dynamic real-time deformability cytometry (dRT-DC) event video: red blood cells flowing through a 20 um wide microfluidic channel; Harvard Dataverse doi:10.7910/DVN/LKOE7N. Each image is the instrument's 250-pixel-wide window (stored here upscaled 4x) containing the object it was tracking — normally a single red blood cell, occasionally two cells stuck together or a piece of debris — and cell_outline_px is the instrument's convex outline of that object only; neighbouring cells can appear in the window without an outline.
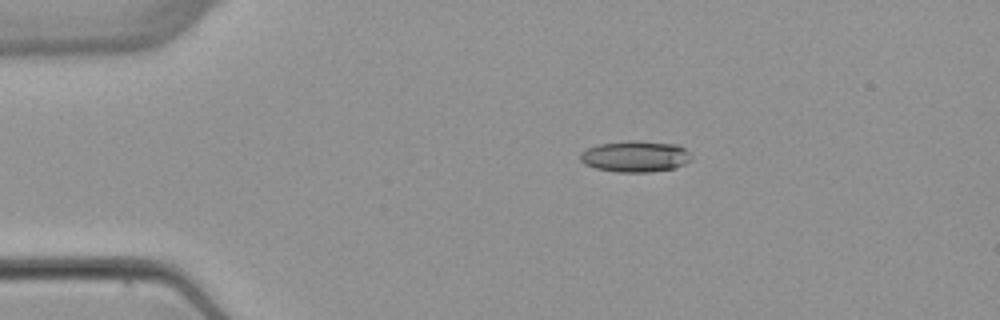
{"species": "common noctule bat (a hibernating species)", "species_latin": "Nyctalus noctula", "temperature_condition": "warm", "stored_images_in_passage": 5, "camera_frame_rate_fps": 3000, "um_per_image_px": 0.085, "animal": {"sex": "female", "body_mass_g": 22.7, "forearm_length_mm": 54.2}, "frame": {"image": 1, "passage_image": 3, "time_ms": 2.333, "image_size_px": [1000, 320], "cell_outline_px": [[692, 160], [676, 168], [648, 172], [616, 172], [596, 168], [584, 164], [580, 160], [580, 152], [588, 148], [600, 144], [628, 140], [636, 140], [676, 144], [684, 148], [692, 156]], "centroid_in_image_um": [54.01, 13.29], "position_along_channel_um": 31.0, "area_um2": 20.35}}
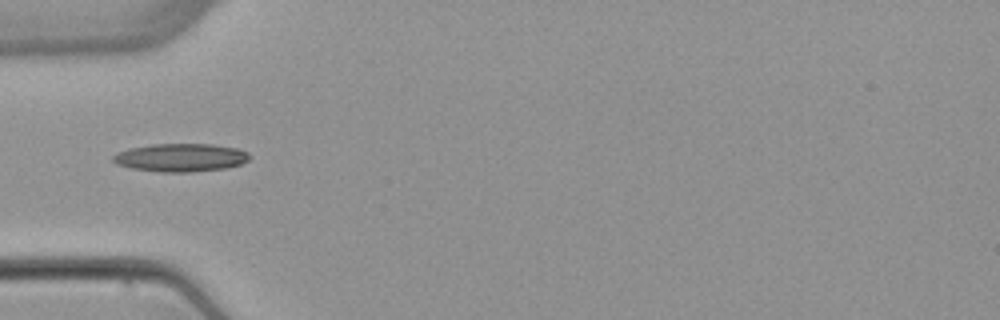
{"frame": {"image": 2, "passage_image": 5, "time_ms": 4.667, "image_size_px": [1000, 320], "cell_outline_px": [[252, 156], [248, 160], [240, 164], [224, 168], [192, 172], [160, 172], [132, 168], [116, 164], [112, 160], [112, 156], [116, 152], [128, 148], [152, 144], [212, 144], [236, 148], [248, 152]], "centroid_in_image_um": [15.33, 13.39], "position_along_channel_um": 69.7, "area_um2": 22.48}}